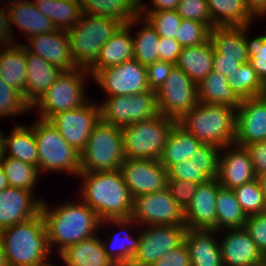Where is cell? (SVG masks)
Listing matches in <instances>:
<instances>
[{
	"instance_id": "cell-1",
	"label": "cell",
	"mask_w": 266,
	"mask_h": 266,
	"mask_svg": "<svg viewBox=\"0 0 266 266\" xmlns=\"http://www.w3.org/2000/svg\"><path fill=\"white\" fill-rule=\"evenodd\" d=\"M78 176L83 180L81 200L97 213L101 221L130 218L133 198L120 169L80 172Z\"/></svg>"
},
{
	"instance_id": "cell-2",
	"label": "cell",
	"mask_w": 266,
	"mask_h": 266,
	"mask_svg": "<svg viewBox=\"0 0 266 266\" xmlns=\"http://www.w3.org/2000/svg\"><path fill=\"white\" fill-rule=\"evenodd\" d=\"M80 201L52 208L42 201L40 212L45 220L50 249L57 246L59 253L69 245L96 235L101 220L92 208Z\"/></svg>"
},
{
	"instance_id": "cell-3",
	"label": "cell",
	"mask_w": 266,
	"mask_h": 266,
	"mask_svg": "<svg viewBox=\"0 0 266 266\" xmlns=\"http://www.w3.org/2000/svg\"><path fill=\"white\" fill-rule=\"evenodd\" d=\"M0 243L8 266H45L53 252L41 212L27 221L1 230Z\"/></svg>"
},
{
	"instance_id": "cell-4",
	"label": "cell",
	"mask_w": 266,
	"mask_h": 266,
	"mask_svg": "<svg viewBox=\"0 0 266 266\" xmlns=\"http://www.w3.org/2000/svg\"><path fill=\"white\" fill-rule=\"evenodd\" d=\"M177 123L202 144L223 148L235 143L236 109L233 107L199 102Z\"/></svg>"
},
{
	"instance_id": "cell-5",
	"label": "cell",
	"mask_w": 266,
	"mask_h": 266,
	"mask_svg": "<svg viewBox=\"0 0 266 266\" xmlns=\"http://www.w3.org/2000/svg\"><path fill=\"white\" fill-rule=\"evenodd\" d=\"M122 25L113 18L82 13L75 26L67 30L76 65L88 69L97 60L101 47Z\"/></svg>"
},
{
	"instance_id": "cell-6",
	"label": "cell",
	"mask_w": 266,
	"mask_h": 266,
	"mask_svg": "<svg viewBox=\"0 0 266 266\" xmlns=\"http://www.w3.org/2000/svg\"><path fill=\"white\" fill-rule=\"evenodd\" d=\"M125 159L121 128L100 120L80 152L81 172L119 170Z\"/></svg>"
},
{
	"instance_id": "cell-7",
	"label": "cell",
	"mask_w": 266,
	"mask_h": 266,
	"mask_svg": "<svg viewBox=\"0 0 266 266\" xmlns=\"http://www.w3.org/2000/svg\"><path fill=\"white\" fill-rule=\"evenodd\" d=\"M108 222V223H107ZM114 224L126 228L142 225H177L185 226L184 210L175 202L167 187L154 193L142 194L133 198L132 213L128 219H107L100 223ZM141 224V225H140Z\"/></svg>"
},
{
	"instance_id": "cell-8",
	"label": "cell",
	"mask_w": 266,
	"mask_h": 266,
	"mask_svg": "<svg viewBox=\"0 0 266 266\" xmlns=\"http://www.w3.org/2000/svg\"><path fill=\"white\" fill-rule=\"evenodd\" d=\"M33 132L38 149L39 174L41 171H63L79 175L80 152L69 145L49 121L38 119L33 125Z\"/></svg>"
},
{
	"instance_id": "cell-9",
	"label": "cell",
	"mask_w": 266,
	"mask_h": 266,
	"mask_svg": "<svg viewBox=\"0 0 266 266\" xmlns=\"http://www.w3.org/2000/svg\"><path fill=\"white\" fill-rule=\"evenodd\" d=\"M175 120L158 114L121 128L126 159L160 160Z\"/></svg>"
},
{
	"instance_id": "cell-10",
	"label": "cell",
	"mask_w": 266,
	"mask_h": 266,
	"mask_svg": "<svg viewBox=\"0 0 266 266\" xmlns=\"http://www.w3.org/2000/svg\"><path fill=\"white\" fill-rule=\"evenodd\" d=\"M87 69L76 68L62 71L41 99L31 109H38L39 119L49 121L54 115L84 105L89 99L85 94Z\"/></svg>"
},
{
	"instance_id": "cell-11",
	"label": "cell",
	"mask_w": 266,
	"mask_h": 266,
	"mask_svg": "<svg viewBox=\"0 0 266 266\" xmlns=\"http://www.w3.org/2000/svg\"><path fill=\"white\" fill-rule=\"evenodd\" d=\"M100 103L101 120L119 128L152 119L159 114L155 91L130 96H108Z\"/></svg>"
},
{
	"instance_id": "cell-12",
	"label": "cell",
	"mask_w": 266,
	"mask_h": 266,
	"mask_svg": "<svg viewBox=\"0 0 266 266\" xmlns=\"http://www.w3.org/2000/svg\"><path fill=\"white\" fill-rule=\"evenodd\" d=\"M156 99L159 113L177 122L199 103L197 84L174 65Z\"/></svg>"
},
{
	"instance_id": "cell-13",
	"label": "cell",
	"mask_w": 266,
	"mask_h": 266,
	"mask_svg": "<svg viewBox=\"0 0 266 266\" xmlns=\"http://www.w3.org/2000/svg\"><path fill=\"white\" fill-rule=\"evenodd\" d=\"M95 103L89 99L84 105L58 113L49 120L78 152L85 148L91 132L101 120L100 106Z\"/></svg>"
},
{
	"instance_id": "cell-14",
	"label": "cell",
	"mask_w": 266,
	"mask_h": 266,
	"mask_svg": "<svg viewBox=\"0 0 266 266\" xmlns=\"http://www.w3.org/2000/svg\"><path fill=\"white\" fill-rule=\"evenodd\" d=\"M144 230L140 233L138 250L129 266H152L165 253L184 242L187 227L149 225Z\"/></svg>"
},
{
	"instance_id": "cell-15",
	"label": "cell",
	"mask_w": 266,
	"mask_h": 266,
	"mask_svg": "<svg viewBox=\"0 0 266 266\" xmlns=\"http://www.w3.org/2000/svg\"><path fill=\"white\" fill-rule=\"evenodd\" d=\"M108 96H130L150 91L146 66L134 58L122 64L99 70L93 77Z\"/></svg>"
},
{
	"instance_id": "cell-16",
	"label": "cell",
	"mask_w": 266,
	"mask_h": 266,
	"mask_svg": "<svg viewBox=\"0 0 266 266\" xmlns=\"http://www.w3.org/2000/svg\"><path fill=\"white\" fill-rule=\"evenodd\" d=\"M4 10L0 8V40L2 41L13 43L15 40L12 23L26 34L27 39L56 30L51 19L44 16L32 1L14 4Z\"/></svg>"
},
{
	"instance_id": "cell-17",
	"label": "cell",
	"mask_w": 266,
	"mask_h": 266,
	"mask_svg": "<svg viewBox=\"0 0 266 266\" xmlns=\"http://www.w3.org/2000/svg\"><path fill=\"white\" fill-rule=\"evenodd\" d=\"M120 171L132 198L163 190L167 186V170L160 160L125 159Z\"/></svg>"
},
{
	"instance_id": "cell-18",
	"label": "cell",
	"mask_w": 266,
	"mask_h": 266,
	"mask_svg": "<svg viewBox=\"0 0 266 266\" xmlns=\"http://www.w3.org/2000/svg\"><path fill=\"white\" fill-rule=\"evenodd\" d=\"M235 144L266 141V94L241 100L236 109Z\"/></svg>"
},
{
	"instance_id": "cell-19",
	"label": "cell",
	"mask_w": 266,
	"mask_h": 266,
	"mask_svg": "<svg viewBox=\"0 0 266 266\" xmlns=\"http://www.w3.org/2000/svg\"><path fill=\"white\" fill-rule=\"evenodd\" d=\"M28 41V45L23 44L26 50L38 55L49 64L62 71L78 68L72 56L70 39L66 30L56 29L50 33L35 35L28 38Z\"/></svg>"
},
{
	"instance_id": "cell-20",
	"label": "cell",
	"mask_w": 266,
	"mask_h": 266,
	"mask_svg": "<svg viewBox=\"0 0 266 266\" xmlns=\"http://www.w3.org/2000/svg\"><path fill=\"white\" fill-rule=\"evenodd\" d=\"M220 152L223 154L219 155L217 180L221 186L233 190L257 179L250 154L245 147L233 143L221 148Z\"/></svg>"
},
{
	"instance_id": "cell-21",
	"label": "cell",
	"mask_w": 266,
	"mask_h": 266,
	"mask_svg": "<svg viewBox=\"0 0 266 266\" xmlns=\"http://www.w3.org/2000/svg\"><path fill=\"white\" fill-rule=\"evenodd\" d=\"M226 231L219 242L223 266H259L266 261L244 228Z\"/></svg>"
},
{
	"instance_id": "cell-22",
	"label": "cell",
	"mask_w": 266,
	"mask_h": 266,
	"mask_svg": "<svg viewBox=\"0 0 266 266\" xmlns=\"http://www.w3.org/2000/svg\"><path fill=\"white\" fill-rule=\"evenodd\" d=\"M34 198L32 191L11 186L0 191V231L39 214L43 200Z\"/></svg>"
},
{
	"instance_id": "cell-23",
	"label": "cell",
	"mask_w": 266,
	"mask_h": 266,
	"mask_svg": "<svg viewBox=\"0 0 266 266\" xmlns=\"http://www.w3.org/2000/svg\"><path fill=\"white\" fill-rule=\"evenodd\" d=\"M219 185L217 178L198 185L190 205L184 211L187 228L215 230L217 224L216 200Z\"/></svg>"
},
{
	"instance_id": "cell-24",
	"label": "cell",
	"mask_w": 266,
	"mask_h": 266,
	"mask_svg": "<svg viewBox=\"0 0 266 266\" xmlns=\"http://www.w3.org/2000/svg\"><path fill=\"white\" fill-rule=\"evenodd\" d=\"M141 15L122 25L119 30L101 47L97 60L87 69L93 77L99 70L122 64L134 58L132 30ZM137 22V23H136Z\"/></svg>"
},
{
	"instance_id": "cell-25",
	"label": "cell",
	"mask_w": 266,
	"mask_h": 266,
	"mask_svg": "<svg viewBox=\"0 0 266 266\" xmlns=\"http://www.w3.org/2000/svg\"><path fill=\"white\" fill-rule=\"evenodd\" d=\"M219 231L213 229H189L185 232L191 266H223L220 243L215 238Z\"/></svg>"
},
{
	"instance_id": "cell-26",
	"label": "cell",
	"mask_w": 266,
	"mask_h": 266,
	"mask_svg": "<svg viewBox=\"0 0 266 266\" xmlns=\"http://www.w3.org/2000/svg\"><path fill=\"white\" fill-rule=\"evenodd\" d=\"M25 58L27 62L26 103L32 108L55 82L62 70L38 55L30 53L26 48Z\"/></svg>"
},
{
	"instance_id": "cell-27",
	"label": "cell",
	"mask_w": 266,
	"mask_h": 266,
	"mask_svg": "<svg viewBox=\"0 0 266 266\" xmlns=\"http://www.w3.org/2000/svg\"><path fill=\"white\" fill-rule=\"evenodd\" d=\"M0 78L19 91L26 101L27 62L25 47L0 40ZM2 49V50H1Z\"/></svg>"
},
{
	"instance_id": "cell-28",
	"label": "cell",
	"mask_w": 266,
	"mask_h": 266,
	"mask_svg": "<svg viewBox=\"0 0 266 266\" xmlns=\"http://www.w3.org/2000/svg\"><path fill=\"white\" fill-rule=\"evenodd\" d=\"M58 254L66 266H116L106 255L102 240L96 235L69 245Z\"/></svg>"
},
{
	"instance_id": "cell-29",
	"label": "cell",
	"mask_w": 266,
	"mask_h": 266,
	"mask_svg": "<svg viewBox=\"0 0 266 266\" xmlns=\"http://www.w3.org/2000/svg\"><path fill=\"white\" fill-rule=\"evenodd\" d=\"M202 143L177 122L170 130L160 163L166 170L179 162L190 160Z\"/></svg>"
},
{
	"instance_id": "cell-30",
	"label": "cell",
	"mask_w": 266,
	"mask_h": 266,
	"mask_svg": "<svg viewBox=\"0 0 266 266\" xmlns=\"http://www.w3.org/2000/svg\"><path fill=\"white\" fill-rule=\"evenodd\" d=\"M214 47L210 39L197 46L182 47L176 66L197 85L213 70Z\"/></svg>"
},
{
	"instance_id": "cell-31",
	"label": "cell",
	"mask_w": 266,
	"mask_h": 266,
	"mask_svg": "<svg viewBox=\"0 0 266 266\" xmlns=\"http://www.w3.org/2000/svg\"><path fill=\"white\" fill-rule=\"evenodd\" d=\"M210 41L220 57L237 58L242 64L249 62L245 26L214 27L210 33Z\"/></svg>"
},
{
	"instance_id": "cell-32",
	"label": "cell",
	"mask_w": 266,
	"mask_h": 266,
	"mask_svg": "<svg viewBox=\"0 0 266 266\" xmlns=\"http://www.w3.org/2000/svg\"><path fill=\"white\" fill-rule=\"evenodd\" d=\"M4 156L38 167V149L33 126L18 124L14 126L9 136L4 135Z\"/></svg>"
},
{
	"instance_id": "cell-33",
	"label": "cell",
	"mask_w": 266,
	"mask_h": 266,
	"mask_svg": "<svg viewBox=\"0 0 266 266\" xmlns=\"http://www.w3.org/2000/svg\"><path fill=\"white\" fill-rule=\"evenodd\" d=\"M216 27L250 26L255 17L245 0H207Z\"/></svg>"
},
{
	"instance_id": "cell-34",
	"label": "cell",
	"mask_w": 266,
	"mask_h": 266,
	"mask_svg": "<svg viewBox=\"0 0 266 266\" xmlns=\"http://www.w3.org/2000/svg\"><path fill=\"white\" fill-rule=\"evenodd\" d=\"M198 101L206 104H221L237 109L241 100L232 91L226 76L211 71L198 85Z\"/></svg>"
},
{
	"instance_id": "cell-35",
	"label": "cell",
	"mask_w": 266,
	"mask_h": 266,
	"mask_svg": "<svg viewBox=\"0 0 266 266\" xmlns=\"http://www.w3.org/2000/svg\"><path fill=\"white\" fill-rule=\"evenodd\" d=\"M32 3L44 16L51 19L56 29L69 30L82 14L80 0H34Z\"/></svg>"
},
{
	"instance_id": "cell-36",
	"label": "cell",
	"mask_w": 266,
	"mask_h": 266,
	"mask_svg": "<svg viewBox=\"0 0 266 266\" xmlns=\"http://www.w3.org/2000/svg\"><path fill=\"white\" fill-rule=\"evenodd\" d=\"M82 13L109 17L123 25L139 16V6L134 0H80Z\"/></svg>"
},
{
	"instance_id": "cell-37",
	"label": "cell",
	"mask_w": 266,
	"mask_h": 266,
	"mask_svg": "<svg viewBox=\"0 0 266 266\" xmlns=\"http://www.w3.org/2000/svg\"><path fill=\"white\" fill-rule=\"evenodd\" d=\"M217 224L215 230L244 228L247 216L242 210L235 193L230 188L218 187L216 200ZM223 229V230H221Z\"/></svg>"
},
{
	"instance_id": "cell-38",
	"label": "cell",
	"mask_w": 266,
	"mask_h": 266,
	"mask_svg": "<svg viewBox=\"0 0 266 266\" xmlns=\"http://www.w3.org/2000/svg\"><path fill=\"white\" fill-rule=\"evenodd\" d=\"M0 167L3 169L9 186L34 192V186L40 176L35 166L3 155Z\"/></svg>"
},
{
	"instance_id": "cell-39",
	"label": "cell",
	"mask_w": 266,
	"mask_h": 266,
	"mask_svg": "<svg viewBox=\"0 0 266 266\" xmlns=\"http://www.w3.org/2000/svg\"><path fill=\"white\" fill-rule=\"evenodd\" d=\"M144 26L133 38L134 59L148 66L159 60V39L157 30L143 17Z\"/></svg>"
},
{
	"instance_id": "cell-40",
	"label": "cell",
	"mask_w": 266,
	"mask_h": 266,
	"mask_svg": "<svg viewBox=\"0 0 266 266\" xmlns=\"http://www.w3.org/2000/svg\"><path fill=\"white\" fill-rule=\"evenodd\" d=\"M227 79L232 91L240 100L266 94V86L257 77L249 62L238 67L234 75L228 76Z\"/></svg>"
},
{
	"instance_id": "cell-41",
	"label": "cell",
	"mask_w": 266,
	"mask_h": 266,
	"mask_svg": "<svg viewBox=\"0 0 266 266\" xmlns=\"http://www.w3.org/2000/svg\"><path fill=\"white\" fill-rule=\"evenodd\" d=\"M126 232L127 231L124 230L112 234L109 243L108 239L107 242L102 241L106 255L117 266H129L133 260L134 254L138 250L140 234L136 238ZM121 233H125V235Z\"/></svg>"
},
{
	"instance_id": "cell-42",
	"label": "cell",
	"mask_w": 266,
	"mask_h": 266,
	"mask_svg": "<svg viewBox=\"0 0 266 266\" xmlns=\"http://www.w3.org/2000/svg\"><path fill=\"white\" fill-rule=\"evenodd\" d=\"M233 191L247 217L266 211L263 195L257 179L245 183L233 189Z\"/></svg>"
},
{
	"instance_id": "cell-43",
	"label": "cell",
	"mask_w": 266,
	"mask_h": 266,
	"mask_svg": "<svg viewBox=\"0 0 266 266\" xmlns=\"http://www.w3.org/2000/svg\"><path fill=\"white\" fill-rule=\"evenodd\" d=\"M139 15L145 17L150 24L157 30L160 37L175 39L182 17L176 12L171 11H139Z\"/></svg>"
},
{
	"instance_id": "cell-44",
	"label": "cell",
	"mask_w": 266,
	"mask_h": 266,
	"mask_svg": "<svg viewBox=\"0 0 266 266\" xmlns=\"http://www.w3.org/2000/svg\"><path fill=\"white\" fill-rule=\"evenodd\" d=\"M31 107L24 96L0 78V118L29 112Z\"/></svg>"
},
{
	"instance_id": "cell-45",
	"label": "cell",
	"mask_w": 266,
	"mask_h": 266,
	"mask_svg": "<svg viewBox=\"0 0 266 266\" xmlns=\"http://www.w3.org/2000/svg\"><path fill=\"white\" fill-rule=\"evenodd\" d=\"M211 29L199 21L182 19L175 40L182 47L197 46L210 39Z\"/></svg>"
},
{
	"instance_id": "cell-46",
	"label": "cell",
	"mask_w": 266,
	"mask_h": 266,
	"mask_svg": "<svg viewBox=\"0 0 266 266\" xmlns=\"http://www.w3.org/2000/svg\"><path fill=\"white\" fill-rule=\"evenodd\" d=\"M249 28L251 27L245 26V42L249 63L255 70L257 77L266 86V34L249 40L246 34Z\"/></svg>"
},
{
	"instance_id": "cell-47",
	"label": "cell",
	"mask_w": 266,
	"mask_h": 266,
	"mask_svg": "<svg viewBox=\"0 0 266 266\" xmlns=\"http://www.w3.org/2000/svg\"><path fill=\"white\" fill-rule=\"evenodd\" d=\"M221 148L210 144H202L195 152L191 162H194L199 170L210 180L218 177L219 155Z\"/></svg>"
},
{
	"instance_id": "cell-48",
	"label": "cell",
	"mask_w": 266,
	"mask_h": 266,
	"mask_svg": "<svg viewBox=\"0 0 266 266\" xmlns=\"http://www.w3.org/2000/svg\"><path fill=\"white\" fill-rule=\"evenodd\" d=\"M176 12L182 19L202 22L211 30L216 27L211 19L207 0H180Z\"/></svg>"
},
{
	"instance_id": "cell-49",
	"label": "cell",
	"mask_w": 266,
	"mask_h": 266,
	"mask_svg": "<svg viewBox=\"0 0 266 266\" xmlns=\"http://www.w3.org/2000/svg\"><path fill=\"white\" fill-rule=\"evenodd\" d=\"M199 184L189 180L167 178V189L175 202L185 211Z\"/></svg>"
},
{
	"instance_id": "cell-50",
	"label": "cell",
	"mask_w": 266,
	"mask_h": 266,
	"mask_svg": "<svg viewBox=\"0 0 266 266\" xmlns=\"http://www.w3.org/2000/svg\"><path fill=\"white\" fill-rule=\"evenodd\" d=\"M167 174V178L189 180L196 184H202L210 180L199 170V167L190 160L182 161L176 165H172L167 170Z\"/></svg>"
},
{
	"instance_id": "cell-51",
	"label": "cell",
	"mask_w": 266,
	"mask_h": 266,
	"mask_svg": "<svg viewBox=\"0 0 266 266\" xmlns=\"http://www.w3.org/2000/svg\"><path fill=\"white\" fill-rule=\"evenodd\" d=\"M244 229L262 254L266 256V211L248 216Z\"/></svg>"
},
{
	"instance_id": "cell-52",
	"label": "cell",
	"mask_w": 266,
	"mask_h": 266,
	"mask_svg": "<svg viewBox=\"0 0 266 266\" xmlns=\"http://www.w3.org/2000/svg\"><path fill=\"white\" fill-rule=\"evenodd\" d=\"M173 66L171 62L158 60L146 67L147 83L151 91L157 92L161 88Z\"/></svg>"
},
{
	"instance_id": "cell-53",
	"label": "cell",
	"mask_w": 266,
	"mask_h": 266,
	"mask_svg": "<svg viewBox=\"0 0 266 266\" xmlns=\"http://www.w3.org/2000/svg\"><path fill=\"white\" fill-rule=\"evenodd\" d=\"M152 266H191L189 252L185 242L169 250Z\"/></svg>"
},
{
	"instance_id": "cell-54",
	"label": "cell",
	"mask_w": 266,
	"mask_h": 266,
	"mask_svg": "<svg viewBox=\"0 0 266 266\" xmlns=\"http://www.w3.org/2000/svg\"><path fill=\"white\" fill-rule=\"evenodd\" d=\"M250 154L256 176L266 174V141L245 146Z\"/></svg>"
},
{
	"instance_id": "cell-55",
	"label": "cell",
	"mask_w": 266,
	"mask_h": 266,
	"mask_svg": "<svg viewBox=\"0 0 266 266\" xmlns=\"http://www.w3.org/2000/svg\"><path fill=\"white\" fill-rule=\"evenodd\" d=\"M182 46L175 39L160 37L159 39V60L176 64Z\"/></svg>"
},
{
	"instance_id": "cell-56",
	"label": "cell",
	"mask_w": 266,
	"mask_h": 266,
	"mask_svg": "<svg viewBox=\"0 0 266 266\" xmlns=\"http://www.w3.org/2000/svg\"><path fill=\"white\" fill-rule=\"evenodd\" d=\"M241 65L242 63L238 62L237 58L220 57V54L214 51L212 71L219 72L226 77L233 76Z\"/></svg>"
},
{
	"instance_id": "cell-57",
	"label": "cell",
	"mask_w": 266,
	"mask_h": 266,
	"mask_svg": "<svg viewBox=\"0 0 266 266\" xmlns=\"http://www.w3.org/2000/svg\"><path fill=\"white\" fill-rule=\"evenodd\" d=\"M180 0H152V9L147 10L148 5L146 6L142 3L139 6V11H171L176 10Z\"/></svg>"
},
{
	"instance_id": "cell-58",
	"label": "cell",
	"mask_w": 266,
	"mask_h": 266,
	"mask_svg": "<svg viewBox=\"0 0 266 266\" xmlns=\"http://www.w3.org/2000/svg\"><path fill=\"white\" fill-rule=\"evenodd\" d=\"M249 11L256 17L266 16V0H245Z\"/></svg>"
},
{
	"instance_id": "cell-59",
	"label": "cell",
	"mask_w": 266,
	"mask_h": 266,
	"mask_svg": "<svg viewBox=\"0 0 266 266\" xmlns=\"http://www.w3.org/2000/svg\"><path fill=\"white\" fill-rule=\"evenodd\" d=\"M257 180L259 181V185H260L261 192L263 195V200L266 206V174L258 176Z\"/></svg>"
},
{
	"instance_id": "cell-60",
	"label": "cell",
	"mask_w": 266,
	"mask_h": 266,
	"mask_svg": "<svg viewBox=\"0 0 266 266\" xmlns=\"http://www.w3.org/2000/svg\"><path fill=\"white\" fill-rule=\"evenodd\" d=\"M8 182H7V178L3 172V169L0 167V191L4 190L5 188H7Z\"/></svg>"
},
{
	"instance_id": "cell-61",
	"label": "cell",
	"mask_w": 266,
	"mask_h": 266,
	"mask_svg": "<svg viewBox=\"0 0 266 266\" xmlns=\"http://www.w3.org/2000/svg\"><path fill=\"white\" fill-rule=\"evenodd\" d=\"M0 266H8L3 247L0 243Z\"/></svg>"
},
{
	"instance_id": "cell-62",
	"label": "cell",
	"mask_w": 266,
	"mask_h": 266,
	"mask_svg": "<svg viewBox=\"0 0 266 266\" xmlns=\"http://www.w3.org/2000/svg\"><path fill=\"white\" fill-rule=\"evenodd\" d=\"M4 155V134L0 131V161Z\"/></svg>"
},
{
	"instance_id": "cell-63",
	"label": "cell",
	"mask_w": 266,
	"mask_h": 266,
	"mask_svg": "<svg viewBox=\"0 0 266 266\" xmlns=\"http://www.w3.org/2000/svg\"><path fill=\"white\" fill-rule=\"evenodd\" d=\"M27 1H30V0H10L9 5L7 4L6 6L8 7V6H11V5H14V4H18V3H22V2H27Z\"/></svg>"
},
{
	"instance_id": "cell-64",
	"label": "cell",
	"mask_w": 266,
	"mask_h": 266,
	"mask_svg": "<svg viewBox=\"0 0 266 266\" xmlns=\"http://www.w3.org/2000/svg\"><path fill=\"white\" fill-rule=\"evenodd\" d=\"M134 1L137 3L138 6H140L143 3L142 0H134Z\"/></svg>"
},
{
	"instance_id": "cell-65",
	"label": "cell",
	"mask_w": 266,
	"mask_h": 266,
	"mask_svg": "<svg viewBox=\"0 0 266 266\" xmlns=\"http://www.w3.org/2000/svg\"><path fill=\"white\" fill-rule=\"evenodd\" d=\"M45 266H54V265L47 263ZM65 266H66V265H65Z\"/></svg>"
},
{
	"instance_id": "cell-66",
	"label": "cell",
	"mask_w": 266,
	"mask_h": 266,
	"mask_svg": "<svg viewBox=\"0 0 266 266\" xmlns=\"http://www.w3.org/2000/svg\"><path fill=\"white\" fill-rule=\"evenodd\" d=\"M259 266H266V261L262 265H259Z\"/></svg>"
}]
</instances>
